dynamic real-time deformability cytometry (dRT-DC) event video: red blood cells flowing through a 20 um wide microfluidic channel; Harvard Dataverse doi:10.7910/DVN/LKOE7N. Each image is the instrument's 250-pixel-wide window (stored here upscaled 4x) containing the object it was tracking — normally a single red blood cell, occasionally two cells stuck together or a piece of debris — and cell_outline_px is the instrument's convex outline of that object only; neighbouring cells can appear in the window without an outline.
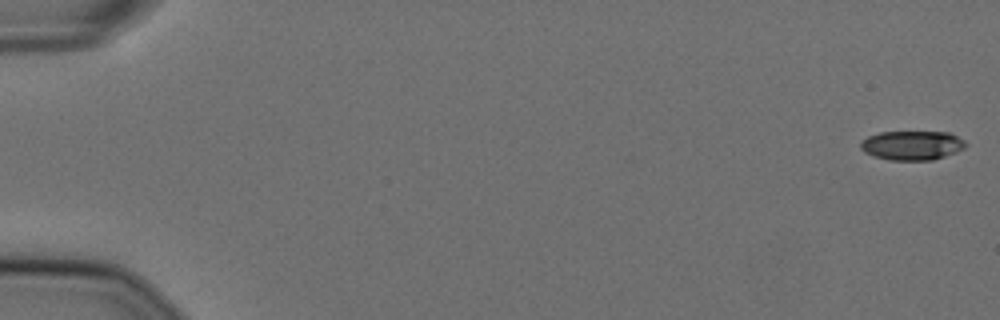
{"species": "Egyptian fruit bat (a non-hibernating species)", "species_latin": "Rousettus aegyptiacus", "temperature_condition": "cold", "stored_images_in_passage": 11, "camera_frame_rate_fps": 3000, "um_per_image_px": 0.085, "animal": {"sex": "female"}, "frame": {"image": 1, "passage_image": 1, "time_ms": 0.0, "image_size_px": [1000, 320], "cell_outline_px": [[968, 144], [964, 148], [956, 152], [932, 160], [888, 160], [872, 156], [864, 152], [860, 148], [860, 140], [868, 136], [880, 132], [948, 132], [964, 140]], "centroid_in_image_um": [77.49, 12.36], "position_along_channel_um": 7.5, "area_um2": 18.03}}